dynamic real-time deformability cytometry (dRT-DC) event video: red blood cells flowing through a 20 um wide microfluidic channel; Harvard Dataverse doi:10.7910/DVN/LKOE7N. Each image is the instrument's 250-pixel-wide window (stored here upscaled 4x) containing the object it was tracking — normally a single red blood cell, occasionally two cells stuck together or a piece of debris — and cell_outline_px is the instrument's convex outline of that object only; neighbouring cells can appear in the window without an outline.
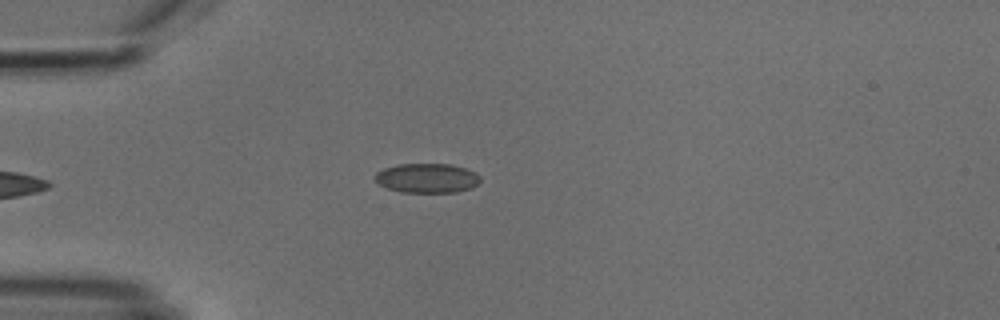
{"species": "common noctule bat (a hibernating species)", "species_latin": "Nyctalus noctula", "temperature_condition": "cold", "stored_images_in_passage": 6, "camera_frame_rate_fps": 3000, "um_per_image_px": 0.085, "animal": {"sex": "male", "body_mass_g": 18.8}, "frame": {"image": 1, "passage_image": 6, "time_ms": 6.0, "image_size_px": [1000, 320], "cell_outline_px": [[480, 180], [472, 188], [456, 192], [400, 192], [388, 188], [380, 184], [376, 180], [376, 172], [384, 168], [400, 164], [452, 164], [476, 172], [480, 176]], "centroid_in_image_um": [36.32, 15.14], "position_along_channel_um": 48.7, "area_um2": 17.98}}